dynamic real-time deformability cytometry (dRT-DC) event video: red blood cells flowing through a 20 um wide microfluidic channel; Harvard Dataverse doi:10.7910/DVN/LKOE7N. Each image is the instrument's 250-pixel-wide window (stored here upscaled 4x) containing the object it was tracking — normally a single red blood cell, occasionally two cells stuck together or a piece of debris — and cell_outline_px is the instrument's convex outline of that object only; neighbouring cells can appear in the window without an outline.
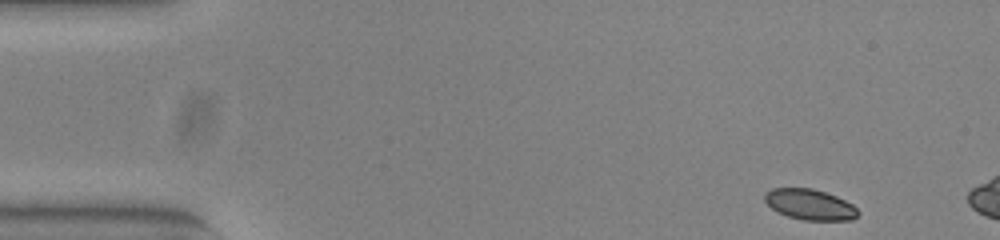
{"species": "common noctule bat (a hibernating species)", "species_latin": "Nyctalus noctula", "temperature_condition": "warm", "stored_images_in_passage": 7, "camera_frame_rate_fps": 3000, "um_per_image_px": 0.085, "animal": {"sex": "female", "body_mass_g": 23.0, "forearm_length_mm": 53.4}, "frame": {"image": 1, "passage_image": 1, "time_ms": 0.0, "image_size_px": [1000, 240], "cell_outline_px": [[860, 212], [852, 220], [804, 220], [788, 216], [776, 212], [764, 200], [764, 196], [772, 188], [812, 188], [836, 196], [852, 204]], "centroid_in_image_um": [68.84, 17.39], "position_along_channel_um": 16.2, "area_um2": 16.53}}